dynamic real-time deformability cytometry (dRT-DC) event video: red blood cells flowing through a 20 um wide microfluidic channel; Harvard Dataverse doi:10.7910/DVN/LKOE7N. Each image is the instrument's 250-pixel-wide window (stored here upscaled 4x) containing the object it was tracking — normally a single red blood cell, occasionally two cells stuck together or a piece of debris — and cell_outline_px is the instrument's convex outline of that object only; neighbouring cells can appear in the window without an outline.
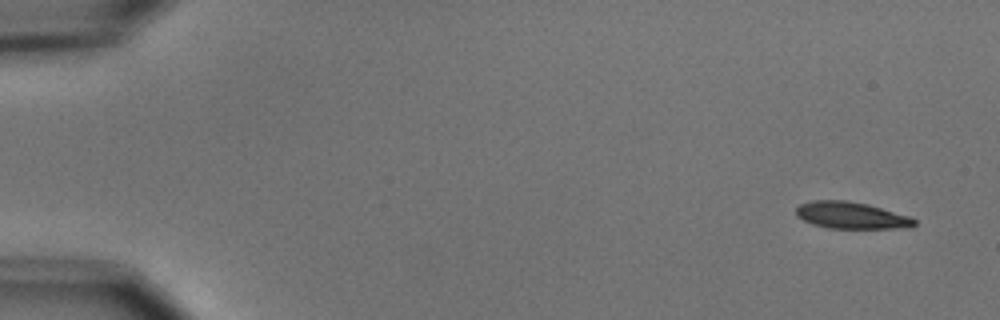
{"species": "common noctule bat (a hibernating species)", "species_latin": "Nyctalus noctula", "temperature_condition": "cold", "stored_images_in_passage": 4, "camera_frame_rate_fps": 3000, "um_per_image_px": 0.085, "animal": {"sex": "male", "body_mass_g": 15.6}, "frame": {"image": 1, "passage_image": 1, "time_ms": 0.0, "image_size_px": [1000, 320], "cell_outline_px": [[916, 224], [912, 228], [828, 228], [812, 224], [796, 216], [796, 208], [800, 204], [812, 200], [848, 200], [868, 204], [912, 216], [916, 220]], "centroid_in_image_um": [72.4, 18.3], "position_along_channel_um": 12.6, "area_um2": 18.73}}
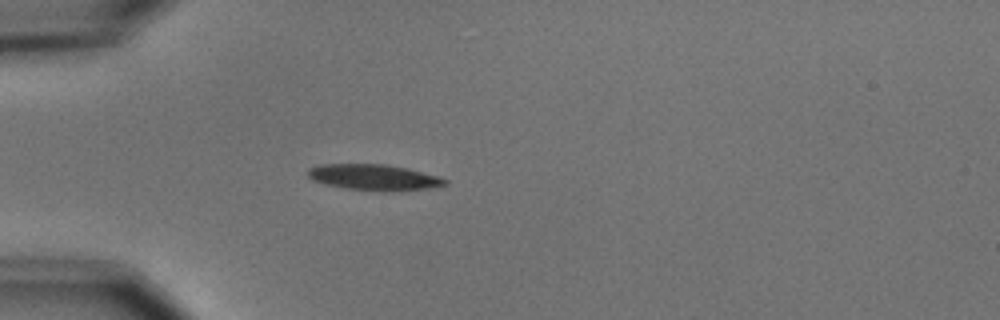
{"frame": {"image": 2, "passage_image": 4, "time_ms": 4.333, "image_size_px": [1000, 320], "cell_outline_px": [[448, 184], [428, 188], [400, 192], [380, 192], [344, 188], [324, 184], [312, 180], [308, 176], [308, 168], [320, 164], [384, 164], [408, 168], [436, 176], [448, 180]], "centroid_in_image_um": [31.77, 15.09], "position_along_channel_um": 53.2, "area_um2": 21.04}}